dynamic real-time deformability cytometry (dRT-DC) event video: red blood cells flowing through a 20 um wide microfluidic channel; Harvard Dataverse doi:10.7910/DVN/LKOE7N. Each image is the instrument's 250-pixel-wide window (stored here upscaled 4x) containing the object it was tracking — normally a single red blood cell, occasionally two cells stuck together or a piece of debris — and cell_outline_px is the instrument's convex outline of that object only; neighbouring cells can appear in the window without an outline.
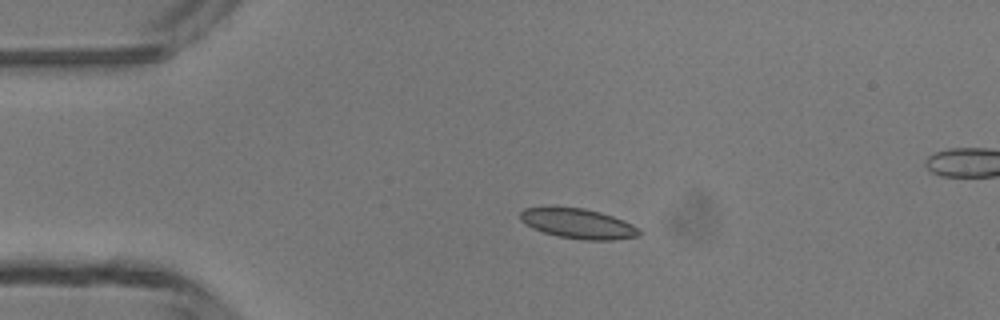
{"species": "common noctule bat (a hibernating species)", "species_latin": "Nyctalus noctula", "temperature_condition": "room temperature", "stored_images_in_passage": 5, "camera_frame_rate_fps": 3000, "um_per_image_px": 0.085, "animal": {"sex": "male", "body_mass_g": 13.3}, "frame": {"image": 1, "passage_image": 3, "time_ms": 3.0, "image_size_px": [1000, 320], "cell_outline_px": [[640, 236], [612, 240], [584, 240], [556, 236], [532, 228], [520, 220], [520, 212], [524, 208], [584, 208], [600, 212], [624, 220], [640, 228]], "centroid_in_image_um": [49.17, 19.02], "position_along_channel_um": 35.8, "area_um2": 20.63}}